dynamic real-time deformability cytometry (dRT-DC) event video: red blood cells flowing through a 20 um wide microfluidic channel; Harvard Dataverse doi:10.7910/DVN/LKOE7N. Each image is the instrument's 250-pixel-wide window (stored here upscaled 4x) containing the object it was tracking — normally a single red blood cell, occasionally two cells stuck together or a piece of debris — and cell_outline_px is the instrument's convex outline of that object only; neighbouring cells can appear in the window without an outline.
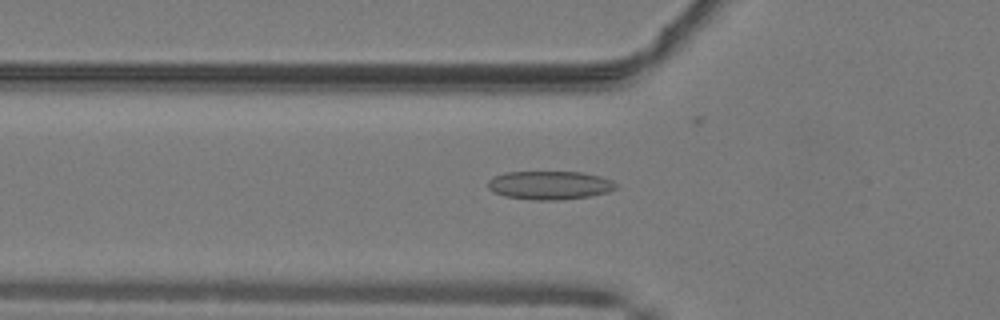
{"species": "common noctule bat (a hibernating species)", "species_latin": "Nyctalus noctula", "temperature_condition": "warm", "stored_images_in_passage": 50, "camera_frame_rate_fps": 3000, "um_per_image_px": 0.085, "animal": {"sex": "male", "body_mass_g": 19.2, "forearm_length_mm": 51.8}, "frame": {"image": 1, "passage_image": 17, "time_ms": 5.333, "image_size_px": [1000, 320], "cell_outline_px": [[616, 188], [608, 192], [588, 196], [560, 200], [532, 200], [504, 196], [492, 192], [488, 188], [488, 180], [492, 176], [504, 172], [580, 172], [600, 176], [612, 180], [616, 184]], "centroid_in_image_um": [46.67, 15.74], "position_along_channel_um": 79.1, "area_um2": 21.39}}
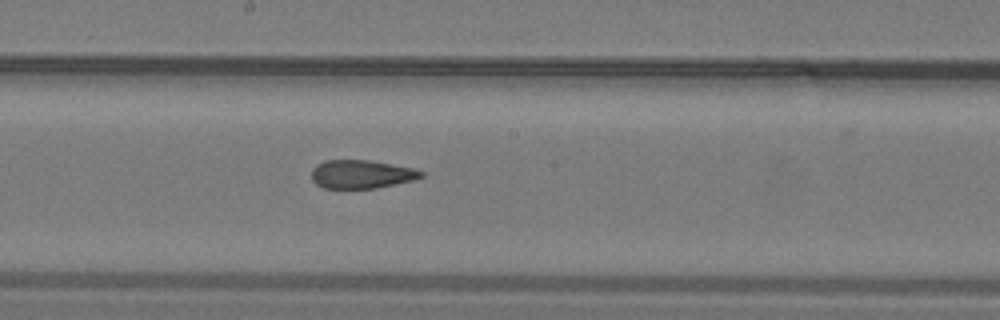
{"frame": {"image": 2, "passage_image": 27, "time_ms": 8.667, "image_size_px": [1000, 320], "cell_outline_px": [[424, 176], [416, 180], [376, 188], [324, 188], [316, 184], [312, 180], [312, 168], [316, 164], [324, 160], [368, 160], [412, 168], [424, 172]], "centroid_in_image_um": [30.71, 14.81], "position_along_channel_um": 217.5, "area_um2": 18.21}}
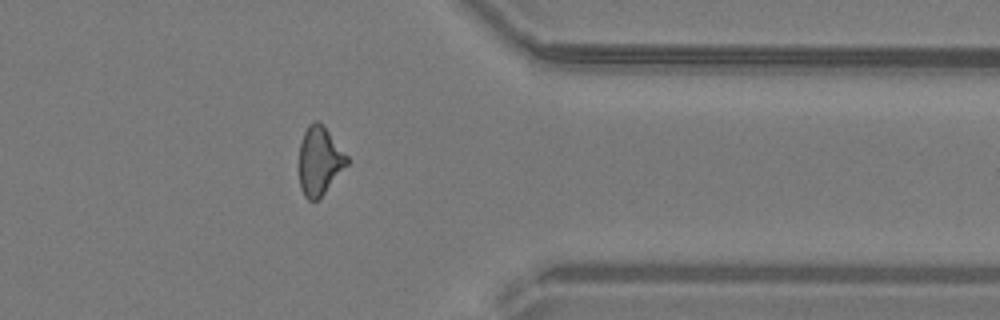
{"frame": {"image": 3, "passage_image": 40, "time_ms": 13.0, "image_size_px": [1000, 320], "cell_outline_px": [[348, 164], [324, 192], [316, 200], [308, 200], [304, 196], [300, 188], [300, 144], [304, 132], [308, 124], [316, 120], [324, 124], [348, 156]], "centroid_in_image_um": [27.16, 13.63], "position_along_channel_um": 384.2, "area_um2": 18.96}, "authors_computed_cell_mechanics": {"area_um2": 19.5653, "velocity_mm_per_s": 4.121, "shape_relaxation_time_tau1_ms": null, "shape_relaxation_time_tau2_ms": 2.1611, "deformation_change_tau1": null, "deformation_change_tau2": 0.0949}}